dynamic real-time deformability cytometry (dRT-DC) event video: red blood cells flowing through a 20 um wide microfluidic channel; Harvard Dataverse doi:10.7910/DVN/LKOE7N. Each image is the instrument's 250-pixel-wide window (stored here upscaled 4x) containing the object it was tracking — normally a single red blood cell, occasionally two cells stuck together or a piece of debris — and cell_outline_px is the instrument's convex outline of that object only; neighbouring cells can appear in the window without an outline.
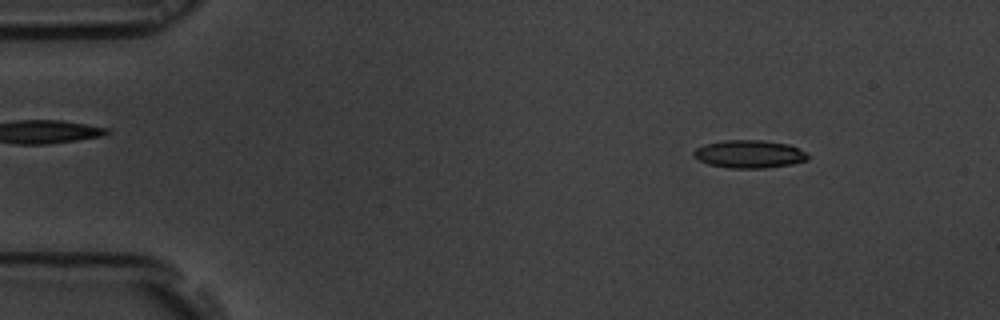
{"species": "common noctule bat (a hibernating species)", "species_latin": "Nyctalus noctula", "temperature_condition": "room temperature", "stored_images_in_passage": 55, "camera_frame_rate_fps": 3000, "um_per_image_px": 0.085, "animal": {"sex": "male", "body_mass_g": 19.5, "forearm_length_mm": 54.6}, "frame": {"image": 1, "passage_image": 7, "time_ms": 2.0, "image_size_px": [1000, 320], "cell_outline_px": [[808, 160], [792, 164], [764, 168], [728, 168], [708, 164], [692, 156], [692, 152], [696, 148], [704, 144], [720, 140], [760, 140], [788, 144], [808, 152]], "centroid_in_image_um": [63.67, 13.09], "position_along_channel_um": 21.3, "area_um2": 18.73}}
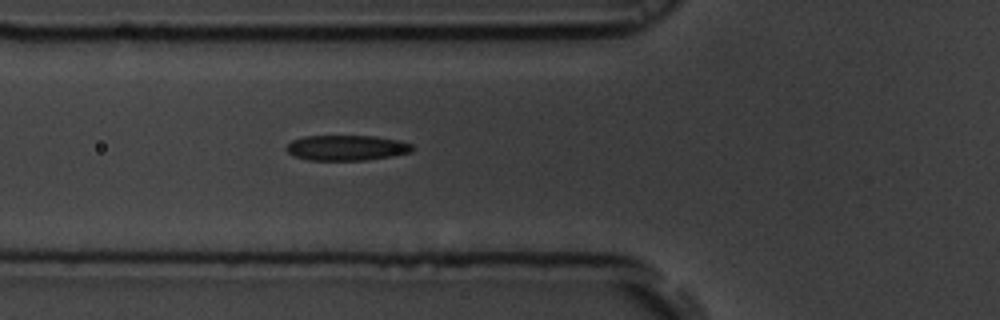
{"frame": {"image": 2, "passage_image": 20, "time_ms": 6.333, "image_size_px": [1000, 320], "cell_outline_px": [[416, 148], [412, 152], [392, 156], [364, 160], [308, 160], [292, 156], [284, 148], [292, 140], [304, 136], [376, 136], [400, 140], [412, 144]], "centroid_in_image_um": [29.48, 12.56], "position_along_channel_um": 96.3, "area_um2": 18.84}}
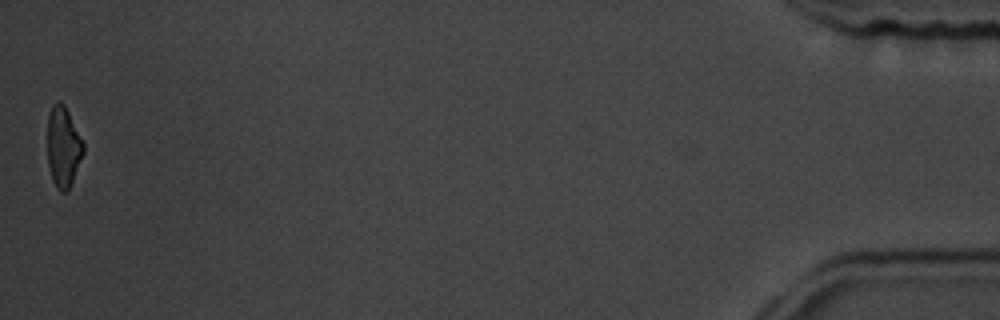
{"frame": {"image": 3, "passage_image": 55, "time_ms": 18.0, "image_size_px": [1000, 320], "cell_outline_px": [[84, 152], [72, 180], [68, 188], [64, 192], [60, 192], [56, 188], [52, 180], [48, 164], [48, 116], [52, 104], [56, 100], [60, 100], [64, 104], [84, 144]], "centroid_in_image_um": [5.36, 12.45], "position_along_channel_um": 429.8, "area_um2": 16.65}, "authors_computed_cell_mechanics": {"area_um2": 18.7272, "velocity_mm_per_s": 3.6837, "shape_relaxation_time_tau1_ms": 3.8332, "shape_relaxation_time_tau2_ms": 2.4514, "deformation_change_tau1": 0.1236, "deformation_change_tau2": 0.1046}}